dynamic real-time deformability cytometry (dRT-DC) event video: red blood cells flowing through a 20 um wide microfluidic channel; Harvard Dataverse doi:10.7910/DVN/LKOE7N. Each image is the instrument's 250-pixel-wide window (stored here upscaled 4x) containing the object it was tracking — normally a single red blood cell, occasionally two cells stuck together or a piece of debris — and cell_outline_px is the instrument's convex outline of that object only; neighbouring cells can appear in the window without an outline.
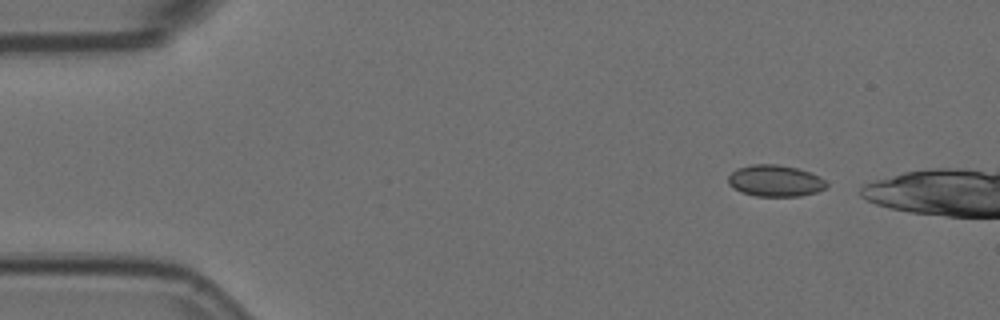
{"species": "Egyptian fruit bat (a non-hibernating species)", "species_latin": "Rousettus aegyptiacus", "temperature_condition": "room temperature", "stored_images_in_passage": 3, "camera_frame_rate_fps": 3000, "um_per_image_px": 0.085, "animal": {"sex": "female"}, "frame": {"image": 1, "passage_image": 1, "time_ms": 0.0, "image_size_px": [1000, 320], "cell_outline_px": [[828, 184], [824, 188], [816, 192], [800, 196], [756, 196], [740, 192], [732, 188], [728, 184], [728, 176], [736, 168], [752, 164], [776, 164], [796, 168], [812, 172], [820, 176]], "centroid_in_image_um": [65.86, 15.36], "position_along_channel_um": 19.1, "area_um2": 18.21}}